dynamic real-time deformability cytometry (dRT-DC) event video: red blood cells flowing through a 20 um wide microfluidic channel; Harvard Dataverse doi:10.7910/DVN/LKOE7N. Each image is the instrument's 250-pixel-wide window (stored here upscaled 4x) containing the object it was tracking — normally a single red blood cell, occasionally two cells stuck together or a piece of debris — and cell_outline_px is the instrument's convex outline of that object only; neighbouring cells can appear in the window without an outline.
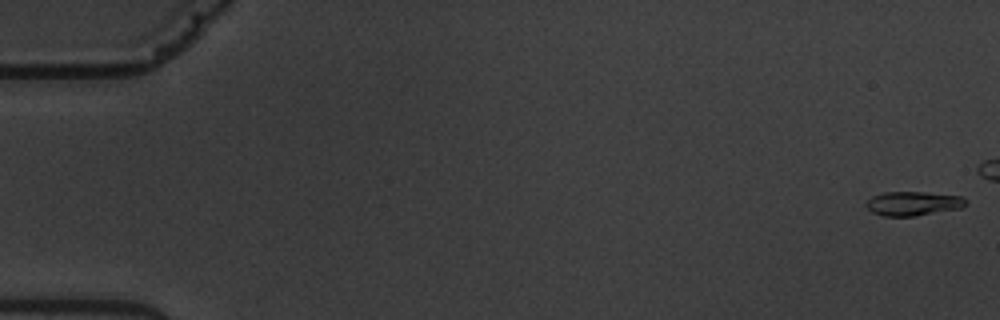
{"species": "common noctule bat (a hibernating species)", "species_latin": "Nyctalus noctula", "temperature_condition": "warm", "stored_images_in_passage": 5, "camera_frame_rate_fps": 3000, "um_per_image_px": 0.085, "animal": {"sex": "male", "body_mass_g": 19.5, "forearm_length_mm": 54.6}, "frame": {"image": 1, "passage_image": 1, "time_ms": 0.0, "image_size_px": [1000, 320], "cell_outline_px": [[968, 204], [960, 208], [916, 216], [884, 216], [872, 212], [864, 204], [872, 196], [884, 192], [924, 192], [964, 196], [968, 200]], "centroid_in_image_um": [77.65, 17.29], "position_along_channel_um": 7.4, "area_um2": 14.16}}